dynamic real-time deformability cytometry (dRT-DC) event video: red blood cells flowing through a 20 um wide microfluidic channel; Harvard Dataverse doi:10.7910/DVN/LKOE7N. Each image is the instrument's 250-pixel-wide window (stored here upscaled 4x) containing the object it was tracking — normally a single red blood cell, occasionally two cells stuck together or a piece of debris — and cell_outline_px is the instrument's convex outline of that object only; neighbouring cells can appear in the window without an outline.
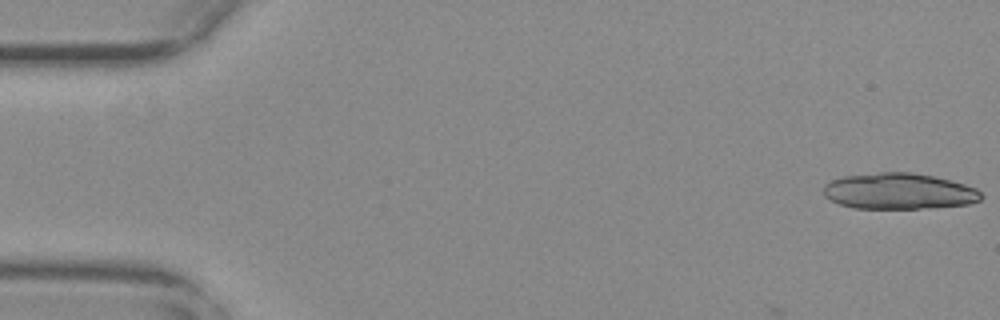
{"species": "common noctule bat (a hibernating species)", "species_latin": "Nyctalus noctula", "temperature_condition": "warm", "stored_images_in_passage": 4, "camera_frame_rate_fps": 3000, "um_per_image_px": 0.085, "animal": {"sex": "female", "body_mass_g": 29.2, "forearm_length_mm": 56.3}, "frame": {"image": 1, "passage_image": 1, "time_ms": 0.0, "image_size_px": [1000, 320], "cell_outline_px": [[984, 196], [980, 200], [968, 204], [920, 208], [852, 208], [840, 204], [824, 196], [824, 184], [832, 180], [844, 176], [880, 172], [908, 172], [936, 176], [964, 184], [976, 188]], "centroid_in_image_um": [76.41, 16.24], "position_along_channel_um": 8.6, "area_um2": 33.0}}